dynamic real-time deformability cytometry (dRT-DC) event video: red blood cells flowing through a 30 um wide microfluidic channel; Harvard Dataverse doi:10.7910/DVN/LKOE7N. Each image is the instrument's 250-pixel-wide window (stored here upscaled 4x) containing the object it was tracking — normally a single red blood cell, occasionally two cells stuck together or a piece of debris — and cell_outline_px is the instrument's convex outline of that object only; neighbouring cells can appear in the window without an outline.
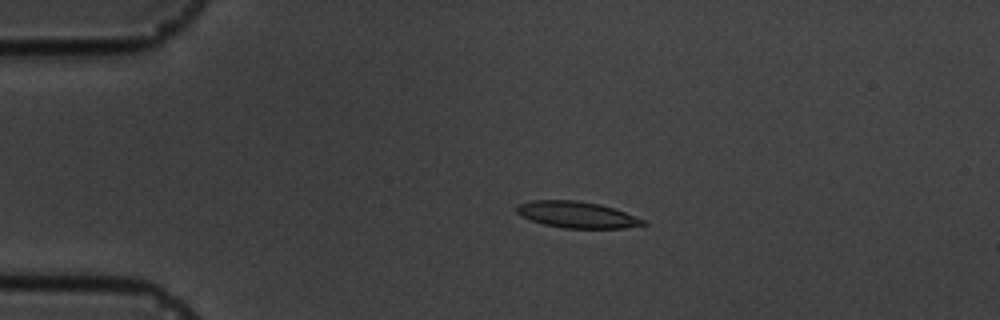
{"species": "common noctule bat (a hibernating species)", "species_latin": "Nyctalus noctula", "temperature_condition": "cold", "stored_images_in_passage": 4, "camera_frame_rate_fps": 3000, "um_per_image_px": 0.085, "animal": {"sex": "male", "body_mass_g": 19.5, "forearm_length_mm": 54.6}, "frame": {"image": 1, "passage_image": 3, "time_ms": 2.333, "image_size_px": [1000, 320], "cell_outline_px": [[648, 224], [624, 228], [564, 228], [544, 224], [520, 216], [516, 212], [516, 204], [532, 200], [576, 200], [600, 204], [624, 212], [644, 220]], "centroid_in_image_um": [48.99, 18.24], "position_along_channel_um": 36.0, "area_um2": 19.36}}